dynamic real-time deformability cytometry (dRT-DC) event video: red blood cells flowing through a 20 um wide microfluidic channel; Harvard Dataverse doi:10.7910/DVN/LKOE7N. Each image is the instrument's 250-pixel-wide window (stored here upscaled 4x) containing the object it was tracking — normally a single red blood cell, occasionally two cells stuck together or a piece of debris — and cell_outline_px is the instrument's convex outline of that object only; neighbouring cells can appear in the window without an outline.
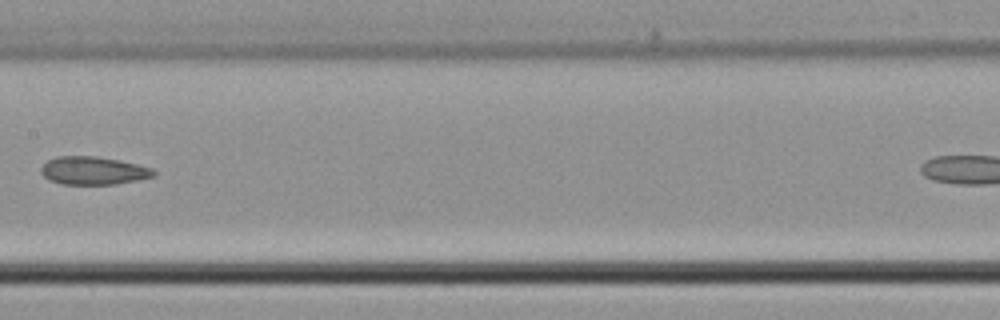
{"species": "common noctule bat (a hibernating species)", "species_latin": "Nyctalus noctula", "temperature_condition": "cold", "stored_images_in_passage": 8, "camera_frame_rate_fps": 3000, "um_per_image_px": 0.085, "animal": {"sex": "male", "body_mass_g": 21.5, "forearm_length_mm": 52.0}, "frame": {"image": 1, "passage_image": 7, "time_ms": 2.0, "image_size_px": [1000, 320], "cell_outline_px": [[156, 176], [116, 184], [64, 184], [48, 180], [40, 172], [40, 168], [48, 160], [56, 156], [96, 156], [136, 164], [152, 168], [156, 172]], "centroid_in_image_um": [7.91, 14.5], "position_along_channel_um": 199.5, "area_um2": 18.32}}